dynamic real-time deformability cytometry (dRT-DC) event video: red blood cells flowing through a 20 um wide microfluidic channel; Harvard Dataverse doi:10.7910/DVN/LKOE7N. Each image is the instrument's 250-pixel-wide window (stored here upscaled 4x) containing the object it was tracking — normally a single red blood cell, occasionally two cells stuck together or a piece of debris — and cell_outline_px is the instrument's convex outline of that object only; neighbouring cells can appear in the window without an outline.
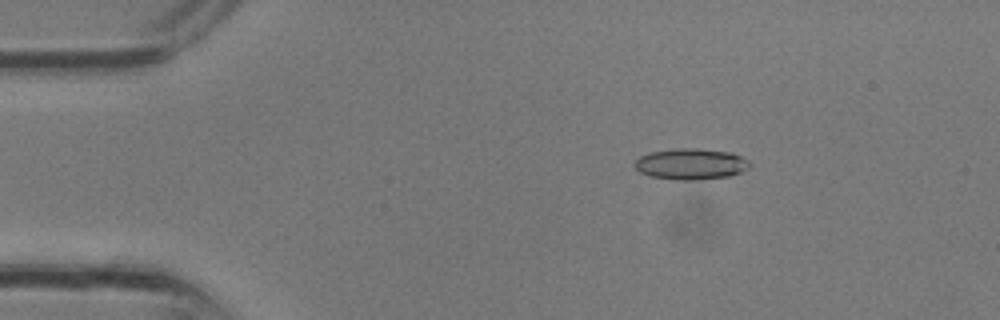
{"species": "common noctule bat (a hibernating species)", "species_latin": "Nyctalus noctula", "temperature_condition": "room temperature", "stored_images_in_passage": 33, "camera_frame_rate_fps": 3000, "um_per_image_px": 0.085, "animal": {"sex": "male", "body_mass_g": 13.3}, "frame": {"image": 1, "passage_image": 6, "time_ms": 1.667, "image_size_px": [1000, 320], "cell_outline_px": [[752, 164], [748, 168], [740, 172], [728, 176], [696, 180], [676, 180], [652, 176], [640, 172], [632, 164], [640, 156], [652, 152], [676, 148], [696, 148], [732, 152], [748, 160]], "centroid_in_image_um": [58.73, 13.93], "position_along_channel_um": 26.3, "area_um2": 20.81}}
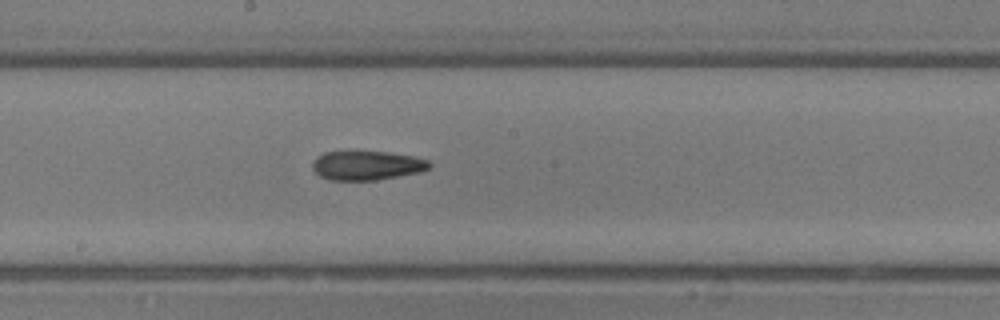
{"frame": {"image": 2, "passage_image": 18, "time_ms": 5.667, "image_size_px": [1000, 320], "cell_outline_px": [[432, 164], [428, 168], [420, 172], [376, 180], [328, 180], [320, 176], [312, 168], [312, 164], [316, 156], [324, 152], [356, 148], [388, 152], [416, 156], [428, 160]], "centroid_in_image_um": [31.14, 14.01], "position_along_channel_um": 217.1, "area_um2": 20.81}}
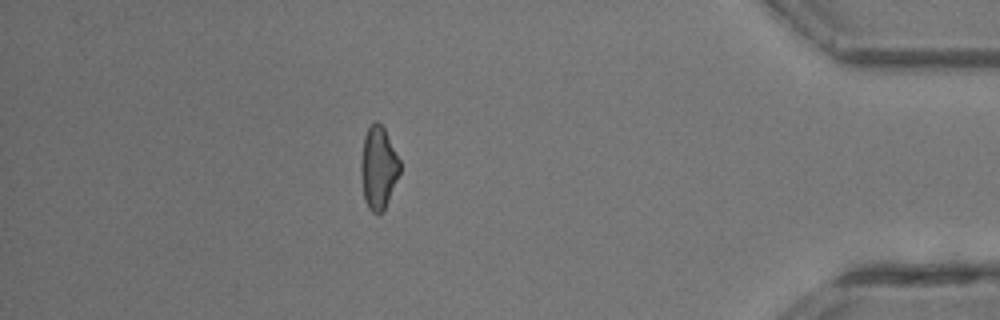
{"frame": {"image": 3, "passage_image": 29, "time_ms": 9.333, "image_size_px": [1000, 320], "cell_outline_px": [[400, 172], [384, 212], [372, 212], [368, 208], [364, 200], [360, 176], [360, 164], [364, 136], [368, 128], [376, 120], [384, 128], [400, 160]], "centroid_in_image_um": [32.15, 14.28], "position_along_channel_um": 403.0, "area_um2": 18.84}}